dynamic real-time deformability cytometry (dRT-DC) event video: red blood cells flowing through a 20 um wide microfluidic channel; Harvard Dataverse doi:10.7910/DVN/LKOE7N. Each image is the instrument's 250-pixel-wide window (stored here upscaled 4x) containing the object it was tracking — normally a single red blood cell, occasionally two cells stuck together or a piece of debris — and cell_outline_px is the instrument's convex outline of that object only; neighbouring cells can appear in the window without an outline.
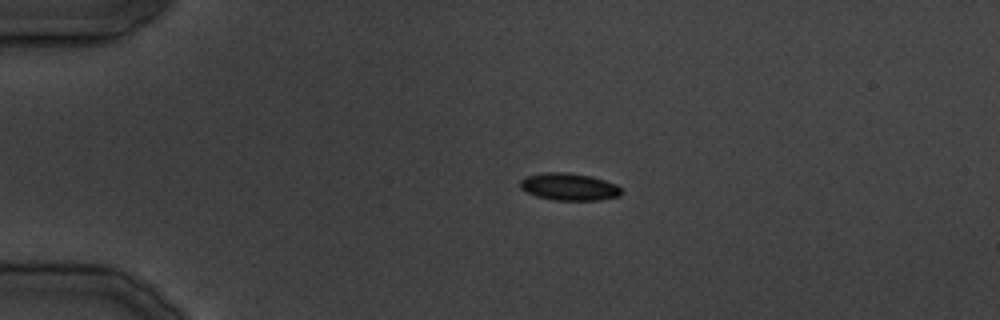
{"species": "common noctule bat (a hibernating species)", "species_latin": "Nyctalus noctula", "temperature_condition": "cold", "stored_images_in_passage": 30, "camera_frame_rate_fps": 3000, "um_per_image_px": 0.085, "animal": {"sex": "male", "body_mass_g": 19.5, "forearm_length_mm": 54.6}, "frame": {"image": 1, "passage_image": 1, "time_ms": 0.0, "image_size_px": [1000, 320], "cell_outline_px": [[624, 192], [620, 196], [600, 200], [556, 200], [536, 196], [520, 188], [520, 180], [524, 176], [548, 172], [568, 172], [592, 176], [616, 184]], "centroid_in_image_um": [48.39, 15.87], "position_along_channel_um": 36.6, "area_um2": 16.18}}
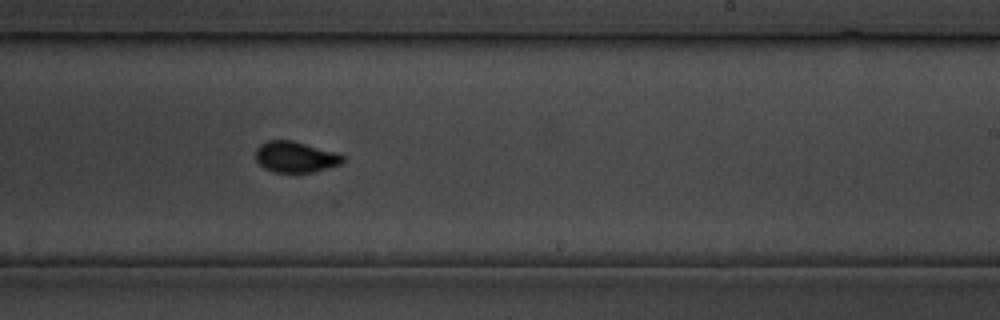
{"frame": {"image": 2, "passage_image": 16, "time_ms": 18.0, "image_size_px": [1000, 320], "cell_outline_px": [[344, 160], [340, 164], [312, 172], [272, 172], [264, 168], [256, 160], [256, 148], [260, 144], [268, 140], [292, 140], [340, 152], [344, 156]], "centroid_in_image_um": [25.13, 13.32], "position_along_channel_um": 263.9, "area_um2": 15.9}}
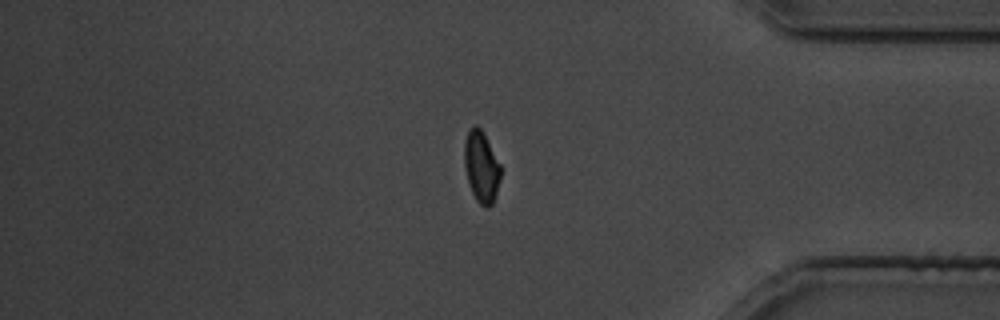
{"frame": {"image": 3, "passage_image": 24, "time_ms": 28.0, "image_size_px": [1000, 320], "cell_outline_px": [[500, 176], [496, 196], [492, 204], [488, 208], [484, 208], [476, 200], [468, 184], [464, 164], [464, 140], [468, 128], [476, 124], [484, 132], [500, 164]], "centroid_in_image_um": [40.89, 14.16], "position_along_channel_um": 394.3, "area_um2": 15.37}}